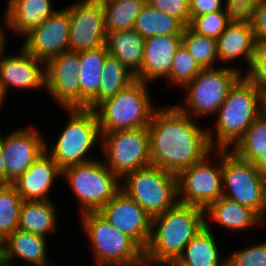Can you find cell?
<instances>
[{
	"label": "cell",
	"mask_w": 266,
	"mask_h": 266,
	"mask_svg": "<svg viewBox=\"0 0 266 266\" xmlns=\"http://www.w3.org/2000/svg\"><path fill=\"white\" fill-rule=\"evenodd\" d=\"M151 165L178 174L214 152L208 129L196 125L175 104L157 108L148 126Z\"/></svg>",
	"instance_id": "cell-1"
},
{
	"label": "cell",
	"mask_w": 266,
	"mask_h": 266,
	"mask_svg": "<svg viewBox=\"0 0 266 266\" xmlns=\"http://www.w3.org/2000/svg\"><path fill=\"white\" fill-rule=\"evenodd\" d=\"M206 217L203 208L179 202L154 216L144 260L162 266L173 264L184 247L205 227Z\"/></svg>",
	"instance_id": "cell-2"
},
{
	"label": "cell",
	"mask_w": 266,
	"mask_h": 266,
	"mask_svg": "<svg viewBox=\"0 0 266 266\" xmlns=\"http://www.w3.org/2000/svg\"><path fill=\"white\" fill-rule=\"evenodd\" d=\"M261 113L262 92L242 75L218 109L215 136L208 130L213 149L230 150Z\"/></svg>",
	"instance_id": "cell-3"
},
{
	"label": "cell",
	"mask_w": 266,
	"mask_h": 266,
	"mask_svg": "<svg viewBox=\"0 0 266 266\" xmlns=\"http://www.w3.org/2000/svg\"><path fill=\"white\" fill-rule=\"evenodd\" d=\"M135 79L116 95L101 101L95 108L101 133L148 127L154 108L148 85Z\"/></svg>",
	"instance_id": "cell-4"
},
{
	"label": "cell",
	"mask_w": 266,
	"mask_h": 266,
	"mask_svg": "<svg viewBox=\"0 0 266 266\" xmlns=\"http://www.w3.org/2000/svg\"><path fill=\"white\" fill-rule=\"evenodd\" d=\"M64 109L70 115L66 127L50 150L45 143V151L62 170L71 165L94 160L87 154L95 143L100 147L102 143L99 121L94 109L84 107Z\"/></svg>",
	"instance_id": "cell-5"
},
{
	"label": "cell",
	"mask_w": 266,
	"mask_h": 266,
	"mask_svg": "<svg viewBox=\"0 0 266 266\" xmlns=\"http://www.w3.org/2000/svg\"><path fill=\"white\" fill-rule=\"evenodd\" d=\"M81 219L96 266H132L144 260V250L98 211L82 213Z\"/></svg>",
	"instance_id": "cell-6"
},
{
	"label": "cell",
	"mask_w": 266,
	"mask_h": 266,
	"mask_svg": "<svg viewBox=\"0 0 266 266\" xmlns=\"http://www.w3.org/2000/svg\"><path fill=\"white\" fill-rule=\"evenodd\" d=\"M121 180V190L152 218L179 202L176 174L160 167L149 165L127 173Z\"/></svg>",
	"instance_id": "cell-7"
},
{
	"label": "cell",
	"mask_w": 266,
	"mask_h": 266,
	"mask_svg": "<svg viewBox=\"0 0 266 266\" xmlns=\"http://www.w3.org/2000/svg\"><path fill=\"white\" fill-rule=\"evenodd\" d=\"M102 161L97 158L62 170L80 204L81 214L99 211L121 190V179Z\"/></svg>",
	"instance_id": "cell-8"
},
{
	"label": "cell",
	"mask_w": 266,
	"mask_h": 266,
	"mask_svg": "<svg viewBox=\"0 0 266 266\" xmlns=\"http://www.w3.org/2000/svg\"><path fill=\"white\" fill-rule=\"evenodd\" d=\"M240 71L236 66L202 69L183 87L187 90L186 105L175 106L192 118L217 114L230 88L243 75Z\"/></svg>",
	"instance_id": "cell-9"
},
{
	"label": "cell",
	"mask_w": 266,
	"mask_h": 266,
	"mask_svg": "<svg viewBox=\"0 0 266 266\" xmlns=\"http://www.w3.org/2000/svg\"><path fill=\"white\" fill-rule=\"evenodd\" d=\"M101 134L104 163L120 179L129 172L151 165L148 127Z\"/></svg>",
	"instance_id": "cell-10"
},
{
	"label": "cell",
	"mask_w": 266,
	"mask_h": 266,
	"mask_svg": "<svg viewBox=\"0 0 266 266\" xmlns=\"http://www.w3.org/2000/svg\"><path fill=\"white\" fill-rule=\"evenodd\" d=\"M223 196L254 210L264 221V177L252 162L222 150Z\"/></svg>",
	"instance_id": "cell-11"
},
{
	"label": "cell",
	"mask_w": 266,
	"mask_h": 266,
	"mask_svg": "<svg viewBox=\"0 0 266 266\" xmlns=\"http://www.w3.org/2000/svg\"><path fill=\"white\" fill-rule=\"evenodd\" d=\"M215 152L219 157L217 168L211 165L210 153L176 175L179 203L205 210L223 196L222 150L215 149Z\"/></svg>",
	"instance_id": "cell-12"
},
{
	"label": "cell",
	"mask_w": 266,
	"mask_h": 266,
	"mask_svg": "<svg viewBox=\"0 0 266 266\" xmlns=\"http://www.w3.org/2000/svg\"><path fill=\"white\" fill-rule=\"evenodd\" d=\"M69 51L81 52L105 45L106 28L101 0H79L68 5Z\"/></svg>",
	"instance_id": "cell-13"
},
{
	"label": "cell",
	"mask_w": 266,
	"mask_h": 266,
	"mask_svg": "<svg viewBox=\"0 0 266 266\" xmlns=\"http://www.w3.org/2000/svg\"><path fill=\"white\" fill-rule=\"evenodd\" d=\"M98 212L143 250L146 248L151 235L152 217L125 192H117Z\"/></svg>",
	"instance_id": "cell-14"
},
{
	"label": "cell",
	"mask_w": 266,
	"mask_h": 266,
	"mask_svg": "<svg viewBox=\"0 0 266 266\" xmlns=\"http://www.w3.org/2000/svg\"><path fill=\"white\" fill-rule=\"evenodd\" d=\"M80 69L78 52L65 51L45 63V89L60 107H80Z\"/></svg>",
	"instance_id": "cell-15"
},
{
	"label": "cell",
	"mask_w": 266,
	"mask_h": 266,
	"mask_svg": "<svg viewBox=\"0 0 266 266\" xmlns=\"http://www.w3.org/2000/svg\"><path fill=\"white\" fill-rule=\"evenodd\" d=\"M22 47L45 63L69 51L70 21L67 8L57 10L24 37Z\"/></svg>",
	"instance_id": "cell-16"
},
{
	"label": "cell",
	"mask_w": 266,
	"mask_h": 266,
	"mask_svg": "<svg viewBox=\"0 0 266 266\" xmlns=\"http://www.w3.org/2000/svg\"><path fill=\"white\" fill-rule=\"evenodd\" d=\"M30 127L13 130L2 137L6 185L13 183L45 152L44 138L36 128Z\"/></svg>",
	"instance_id": "cell-17"
},
{
	"label": "cell",
	"mask_w": 266,
	"mask_h": 266,
	"mask_svg": "<svg viewBox=\"0 0 266 266\" xmlns=\"http://www.w3.org/2000/svg\"><path fill=\"white\" fill-rule=\"evenodd\" d=\"M4 53L0 56V84L5 95L10 87L19 90L45 89L44 61L35 58L23 47L15 56H5Z\"/></svg>",
	"instance_id": "cell-18"
},
{
	"label": "cell",
	"mask_w": 266,
	"mask_h": 266,
	"mask_svg": "<svg viewBox=\"0 0 266 266\" xmlns=\"http://www.w3.org/2000/svg\"><path fill=\"white\" fill-rule=\"evenodd\" d=\"M182 44V35L152 36L145 39L140 72L135 79L150 83L167 77L177 49Z\"/></svg>",
	"instance_id": "cell-19"
},
{
	"label": "cell",
	"mask_w": 266,
	"mask_h": 266,
	"mask_svg": "<svg viewBox=\"0 0 266 266\" xmlns=\"http://www.w3.org/2000/svg\"><path fill=\"white\" fill-rule=\"evenodd\" d=\"M62 177V169L45 151L12 184L24 201L50 200L48 193L57 177Z\"/></svg>",
	"instance_id": "cell-20"
},
{
	"label": "cell",
	"mask_w": 266,
	"mask_h": 266,
	"mask_svg": "<svg viewBox=\"0 0 266 266\" xmlns=\"http://www.w3.org/2000/svg\"><path fill=\"white\" fill-rule=\"evenodd\" d=\"M218 62H233L242 59L248 68L251 65L257 41L252 25L229 23L216 39Z\"/></svg>",
	"instance_id": "cell-21"
},
{
	"label": "cell",
	"mask_w": 266,
	"mask_h": 266,
	"mask_svg": "<svg viewBox=\"0 0 266 266\" xmlns=\"http://www.w3.org/2000/svg\"><path fill=\"white\" fill-rule=\"evenodd\" d=\"M6 5L3 22L20 37L56 12L50 0H7Z\"/></svg>",
	"instance_id": "cell-22"
},
{
	"label": "cell",
	"mask_w": 266,
	"mask_h": 266,
	"mask_svg": "<svg viewBox=\"0 0 266 266\" xmlns=\"http://www.w3.org/2000/svg\"><path fill=\"white\" fill-rule=\"evenodd\" d=\"M145 39L133 28L107 32L105 46L134 76L142 66Z\"/></svg>",
	"instance_id": "cell-23"
},
{
	"label": "cell",
	"mask_w": 266,
	"mask_h": 266,
	"mask_svg": "<svg viewBox=\"0 0 266 266\" xmlns=\"http://www.w3.org/2000/svg\"><path fill=\"white\" fill-rule=\"evenodd\" d=\"M206 214L211 221L213 220L228 230L236 232L252 228L258 223L261 226L265 224L263 219L254 210L224 196L211 203L205 209Z\"/></svg>",
	"instance_id": "cell-24"
},
{
	"label": "cell",
	"mask_w": 266,
	"mask_h": 266,
	"mask_svg": "<svg viewBox=\"0 0 266 266\" xmlns=\"http://www.w3.org/2000/svg\"><path fill=\"white\" fill-rule=\"evenodd\" d=\"M205 219V227L184 247L174 266H222L219 245L214 233Z\"/></svg>",
	"instance_id": "cell-25"
},
{
	"label": "cell",
	"mask_w": 266,
	"mask_h": 266,
	"mask_svg": "<svg viewBox=\"0 0 266 266\" xmlns=\"http://www.w3.org/2000/svg\"><path fill=\"white\" fill-rule=\"evenodd\" d=\"M106 46L78 52L80 69L77 73L80 80V107H86L99 93L102 69L106 56Z\"/></svg>",
	"instance_id": "cell-26"
},
{
	"label": "cell",
	"mask_w": 266,
	"mask_h": 266,
	"mask_svg": "<svg viewBox=\"0 0 266 266\" xmlns=\"http://www.w3.org/2000/svg\"><path fill=\"white\" fill-rule=\"evenodd\" d=\"M46 240L47 238L41 235L15 230L5 239L8 264L14 265L17 258L34 266L50 263L46 253Z\"/></svg>",
	"instance_id": "cell-27"
},
{
	"label": "cell",
	"mask_w": 266,
	"mask_h": 266,
	"mask_svg": "<svg viewBox=\"0 0 266 266\" xmlns=\"http://www.w3.org/2000/svg\"><path fill=\"white\" fill-rule=\"evenodd\" d=\"M53 201H24L18 229L47 237L57 229V211Z\"/></svg>",
	"instance_id": "cell-28"
},
{
	"label": "cell",
	"mask_w": 266,
	"mask_h": 266,
	"mask_svg": "<svg viewBox=\"0 0 266 266\" xmlns=\"http://www.w3.org/2000/svg\"><path fill=\"white\" fill-rule=\"evenodd\" d=\"M133 29L146 39L152 36L182 35L185 26L178 19L146 3L136 17Z\"/></svg>",
	"instance_id": "cell-29"
},
{
	"label": "cell",
	"mask_w": 266,
	"mask_h": 266,
	"mask_svg": "<svg viewBox=\"0 0 266 266\" xmlns=\"http://www.w3.org/2000/svg\"><path fill=\"white\" fill-rule=\"evenodd\" d=\"M135 80V76L113 55L104 61L98 95L85 107L94 109L101 101L116 95Z\"/></svg>",
	"instance_id": "cell-30"
},
{
	"label": "cell",
	"mask_w": 266,
	"mask_h": 266,
	"mask_svg": "<svg viewBox=\"0 0 266 266\" xmlns=\"http://www.w3.org/2000/svg\"><path fill=\"white\" fill-rule=\"evenodd\" d=\"M101 3L106 32H113L133 28L147 0H101Z\"/></svg>",
	"instance_id": "cell-31"
},
{
	"label": "cell",
	"mask_w": 266,
	"mask_h": 266,
	"mask_svg": "<svg viewBox=\"0 0 266 266\" xmlns=\"http://www.w3.org/2000/svg\"><path fill=\"white\" fill-rule=\"evenodd\" d=\"M230 150L241 159L254 162L266 150V115L262 112Z\"/></svg>",
	"instance_id": "cell-32"
},
{
	"label": "cell",
	"mask_w": 266,
	"mask_h": 266,
	"mask_svg": "<svg viewBox=\"0 0 266 266\" xmlns=\"http://www.w3.org/2000/svg\"><path fill=\"white\" fill-rule=\"evenodd\" d=\"M182 45L202 69L216 67L214 64L218 61L216 39L200 35L187 26L182 34Z\"/></svg>",
	"instance_id": "cell-33"
},
{
	"label": "cell",
	"mask_w": 266,
	"mask_h": 266,
	"mask_svg": "<svg viewBox=\"0 0 266 266\" xmlns=\"http://www.w3.org/2000/svg\"><path fill=\"white\" fill-rule=\"evenodd\" d=\"M23 202L12 183L0 185V235L4 239L18 229Z\"/></svg>",
	"instance_id": "cell-34"
},
{
	"label": "cell",
	"mask_w": 266,
	"mask_h": 266,
	"mask_svg": "<svg viewBox=\"0 0 266 266\" xmlns=\"http://www.w3.org/2000/svg\"><path fill=\"white\" fill-rule=\"evenodd\" d=\"M202 70L196 60L189 54L186 48L181 44L174 55L171 69L166 77L169 85L172 83L175 86L183 88L191 82Z\"/></svg>",
	"instance_id": "cell-35"
},
{
	"label": "cell",
	"mask_w": 266,
	"mask_h": 266,
	"mask_svg": "<svg viewBox=\"0 0 266 266\" xmlns=\"http://www.w3.org/2000/svg\"><path fill=\"white\" fill-rule=\"evenodd\" d=\"M229 22L224 9L194 17L189 27L196 33L217 39Z\"/></svg>",
	"instance_id": "cell-36"
},
{
	"label": "cell",
	"mask_w": 266,
	"mask_h": 266,
	"mask_svg": "<svg viewBox=\"0 0 266 266\" xmlns=\"http://www.w3.org/2000/svg\"><path fill=\"white\" fill-rule=\"evenodd\" d=\"M224 11L229 23L252 25L256 0H225Z\"/></svg>",
	"instance_id": "cell-37"
},
{
	"label": "cell",
	"mask_w": 266,
	"mask_h": 266,
	"mask_svg": "<svg viewBox=\"0 0 266 266\" xmlns=\"http://www.w3.org/2000/svg\"><path fill=\"white\" fill-rule=\"evenodd\" d=\"M244 76L260 90L266 91V41L257 42L249 70Z\"/></svg>",
	"instance_id": "cell-38"
},
{
	"label": "cell",
	"mask_w": 266,
	"mask_h": 266,
	"mask_svg": "<svg viewBox=\"0 0 266 266\" xmlns=\"http://www.w3.org/2000/svg\"><path fill=\"white\" fill-rule=\"evenodd\" d=\"M226 260L233 266H266V241L234 251Z\"/></svg>",
	"instance_id": "cell-39"
},
{
	"label": "cell",
	"mask_w": 266,
	"mask_h": 266,
	"mask_svg": "<svg viewBox=\"0 0 266 266\" xmlns=\"http://www.w3.org/2000/svg\"><path fill=\"white\" fill-rule=\"evenodd\" d=\"M190 0H147L152 8L178 19L185 27L189 26Z\"/></svg>",
	"instance_id": "cell-40"
},
{
	"label": "cell",
	"mask_w": 266,
	"mask_h": 266,
	"mask_svg": "<svg viewBox=\"0 0 266 266\" xmlns=\"http://www.w3.org/2000/svg\"><path fill=\"white\" fill-rule=\"evenodd\" d=\"M224 0H190L189 23L194 17L224 9Z\"/></svg>",
	"instance_id": "cell-41"
},
{
	"label": "cell",
	"mask_w": 266,
	"mask_h": 266,
	"mask_svg": "<svg viewBox=\"0 0 266 266\" xmlns=\"http://www.w3.org/2000/svg\"><path fill=\"white\" fill-rule=\"evenodd\" d=\"M252 27L256 41H266V0L257 3Z\"/></svg>",
	"instance_id": "cell-42"
},
{
	"label": "cell",
	"mask_w": 266,
	"mask_h": 266,
	"mask_svg": "<svg viewBox=\"0 0 266 266\" xmlns=\"http://www.w3.org/2000/svg\"><path fill=\"white\" fill-rule=\"evenodd\" d=\"M0 185H6V170L4 166L1 133H0Z\"/></svg>",
	"instance_id": "cell-43"
},
{
	"label": "cell",
	"mask_w": 266,
	"mask_h": 266,
	"mask_svg": "<svg viewBox=\"0 0 266 266\" xmlns=\"http://www.w3.org/2000/svg\"><path fill=\"white\" fill-rule=\"evenodd\" d=\"M253 164L261 172L263 177H266V150L259 156Z\"/></svg>",
	"instance_id": "cell-44"
},
{
	"label": "cell",
	"mask_w": 266,
	"mask_h": 266,
	"mask_svg": "<svg viewBox=\"0 0 266 266\" xmlns=\"http://www.w3.org/2000/svg\"><path fill=\"white\" fill-rule=\"evenodd\" d=\"M8 264L6 244H0V266H6Z\"/></svg>",
	"instance_id": "cell-45"
},
{
	"label": "cell",
	"mask_w": 266,
	"mask_h": 266,
	"mask_svg": "<svg viewBox=\"0 0 266 266\" xmlns=\"http://www.w3.org/2000/svg\"><path fill=\"white\" fill-rule=\"evenodd\" d=\"M4 32L5 31H2L1 29H0V56H1V54L5 51V47H6V37H5V34H4Z\"/></svg>",
	"instance_id": "cell-46"
},
{
	"label": "cell",
	"mask_w": 266,
	"mask_h": 266,
	"mask_svg": "<svg viewBox=\"0 0 266 266\" xmlns=\"http://www.w3.org/2000/svg\"><path fill=\"white\" fill-rule=\"evenodd\" d=\"M262 112L266 115V91L262 93Z\"/></svg>",
	"instance_id": "cell-47"
},
{
	"label": "cell",
	"mask_w": 266,
	"mask_h": 266,
	"mask_svg": "<svg viewBox=\"0 0 266 266\" xmlns=\"http://www.w3.org/2000/svg\"><path fill=\"white\" fill-rule=\"evenodd\" d=\"M5 97H6V95L3 92V89H2L1 84H0V109H1V106L3 107Z\"/></svg>",
	"instance_id": "cell-48"
},
{
	"label": "cell",
	"mask_w": 266,
	"mask_h": 266,
	"mask_svg": "<svg viewBox=\"0 0 266 266\" xmlns=\"http://www.w3.org/2000/svg\"><path fill=\"white\" fill-rule=\"evenodd\" d=\"M264 190H265V195H264V222L265 217H266V177H264Z\"/></svg>",
	"instance_id": "cell-49"
},
{
	"label": "cell",
	"mask_w": 266,
	"mask_h": 266,
	"mask_svg": "<svg viewBox=\"0 0 266 266\" xmlns=\"http://www.w3.org/2000/svg\"><path fill=\"white\" fill-rule=\"evenodd\" d=\"M151 265L153 266L154 264L151 263V262H148L146 260H143L142 262H140V263H138L136 265H132V266H151Z\"/></svg>",
	"instance_id": "cell-50"
},
{
	"label": "cell",
	"mask_w": 266,
	"mask_h": 266,
	"mask_svg": "<svg viewBox=\"0 0 266 266\" xmlns=\"http://www.w3.org/2000/svg\"><path fill=\"white\" fill-rule=\"evenodd\" d=\"M0 244H6L5 239L0 235Z\"/></svg>",
	"instance_id": "cell-51"
},
{
	"label": "cell",
	"mask_w": 266,
	"mask_h": 266,
	"mask_svg": "<svg viewBox=\"0 0 266 266\" xmlns=\"http://www.w3.org/2000/svg\"><path fill=\"white\" fill-rule=\"evenodd\" d=\"M222 266H233V265L230 264V263L226 260V262H225Z\"/></svg>",
	"instance_id": "cell-52"
},
{
	"label": "cell",
	"mask_w": 266,
	"mask_h": 266,
	"mask_svg": "<svg viewBox=\"0 0 266 266\" xmlns=\"http://www.w3.org/2000/svg\"><path fill=\"white\" fill-rule=\"evenodd\" d=\"M40 266H54V265H52V262H51V263L40 265Z\"/></svg>",
	"instance_id": "cell-53"
}]
</instances>
